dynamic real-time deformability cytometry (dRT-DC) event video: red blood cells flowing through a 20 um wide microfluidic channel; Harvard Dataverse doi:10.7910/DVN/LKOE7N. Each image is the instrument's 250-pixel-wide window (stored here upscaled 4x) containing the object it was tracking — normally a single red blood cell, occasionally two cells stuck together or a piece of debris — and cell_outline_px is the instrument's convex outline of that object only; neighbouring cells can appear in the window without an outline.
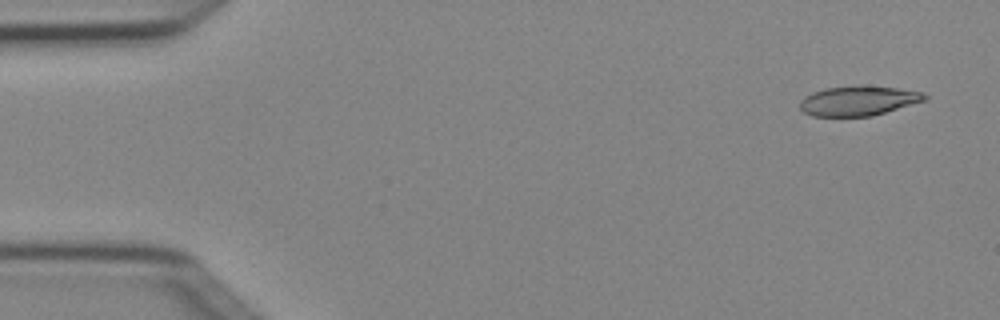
{"species": "Egyptian fruit bat (a non-hibernating species)", "species_latin": "Rousettus aegyptiacus", "temperature_condition": "cold", "stored_images_in_passage": 4, "camera_frame_rate_fps": 3000, "um_per_image_px": 0.085, "animal": {"sex": "female"}, "frame": {"image": 1, "passage_image": 1, "time_ms": 0.0, "image_size_px": [1000, 320], "cell_outline_px": [[928, 100], [872, 116], [812, 116], [804, 112], [800, 108], [800, 100], [804, 96], [812, 92], [824, 88], [896, 88], [924, 92], [928, 96]], "centroid_in_image_um": [72.98, 8.61], "position_along_channel_um": 12.0, "area_um2": 20.98}}
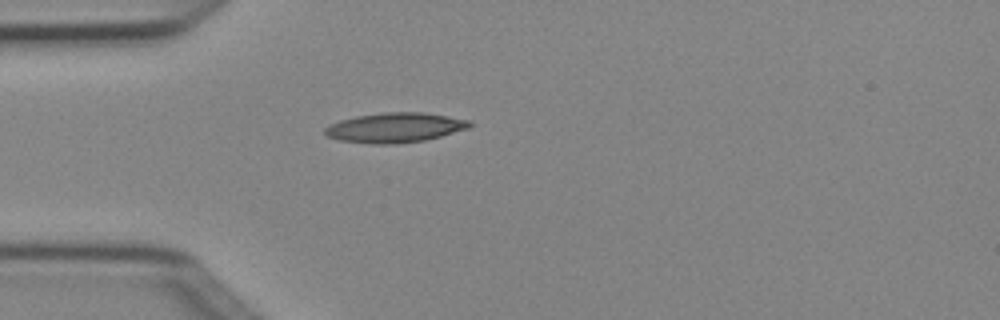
{"frame": {"image": 2, "passage_image": 4, "time_ms": 1.0, "image_size_px": [1000, 320], "cell_outline_px": [[472, 124], [468, 128], [440, 136], [424, 140], [396, 144], [372, 144], [340, 140], [328, 136], [324, 132], [324, 128], [340, 120], [356, 116], [380, 112], [424, 112], [472, 120]], "centroid_in_image_um": [33.58, 10.84], "position_along_channel_um": 51.4, "area_um2": 25.09}}